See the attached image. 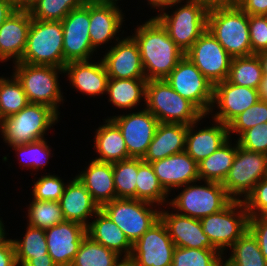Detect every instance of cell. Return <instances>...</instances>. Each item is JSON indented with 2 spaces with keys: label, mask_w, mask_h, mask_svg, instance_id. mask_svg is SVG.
Masks as SVG:
<instances>
[{
  "label": "cell",
  "mask_w": 267,
  "mask_h": 266,
  "mask_svg": "<svg viewBox=\"0 0 267 266\" xmlns=\"http://www.w3.org/2000/svg\"><path fill=\"white\" fill-rule=\"evenodd\" d=\"M131 37L138 44L146 80L165 79L185 56L155 17L140 25Z\"/></svg>",
  "instance_id": "1"
},
{
  "label": "cell",
  "mask_w": 267,
  "mask_h": 266,
  "mask_svg": "<svg viewBox=\"0 0 267 266\" xmlns=\"http://www.w3.org/2000/svg\"><path fill=\"white\" fill-rule=\"evenodd\" d=\"M207 29L232 58L252 55L249 15L238 5L209 8Z\"/></svg>",
  "instance_id": "2"
},
{
  "label": "cell",
  "mask_w": 267,
  "mask_h": 266,
  "mask_svg": "<svg viewBox=\"0 0 267 266\" xmlns=\"http://www.w3.org/2000/svg\"><path fill=\"white\" fill-rule=\"evenodd\" d=\"M160 123L190 125L204 114L188 99L179 95L165 79L147 80L144 100Z\"/></svg>",
  "instance_id": "3"
},
{
  "label": "cell",
  "mask_w": 267,
  "mask_h": 266,
  "mask_svg": "<svg viewBox=\"0 0 267 266\" xmlns=\"http://www.w3.org/2000/svg\"><path fill=\"white\" fill-rule=\"evenodd\" d=\"M58 115L47 105L29 103L19 113L3 118L0 132L10 147L31 143L45 138Z\"/></svg>",
  "instance_id": "4"
},
{
  "label": "cell",
  "mask_w": 267,
  "mask_h": 266,
  "mask_svg": "<svg viewBox=\"0 0 267 266\" xmlns=\"http://www.w3.org/2000/svg\"><path fill=\"white\" fill-rule=\"evenodd\" d=\"M20 62L65 68L61 21L32 19Z\"/></svg>",
  "instance_id": "5"
},
{
  "label": "cell",
  "mask_w": 267,
  "mask_h": 266,
  "mask_svg": "<svg viewBox=\"0 0 267 266\" xmlns=\"http://www.w3.org/2000/svg\"><path fill=\"white\" fill-rule=\"evenodd\" d=\"M169 15L164 8L155 18L166 29L168 36L186 53L207 29L209 8L198 0H186Z\"/></svg>",
  "instance_id": "6"
},
{
  "label": "cell",
  "mask_w": 267,
  "mask_h": 266,
  "mask_svg": "<svg viewBox=\"0 0 267 266\" xmlns=\"http://www.w3.org/2000/svg\"><path fill=\"white\" fill-rule=\"evenodd\" d=\"M14 65L13 74L22 84L29 103L47 105L60 114L58 104L63 101V94L59 89L58 73L65 74L64 68L22 62Z\"/></svg>",
  "instance_id": "7"
},
{
  "label": "cell",
  "mask_w": 267,
  "mask_h": 266,
  "mask_svg": "<svg viewBox=\"0 0 267 266\" xmlns=\"http://www.w3.org/2000/svg\"><path fill=\"white\" fill-rule=\"evenodd\" d=\"M248 221L243 200H232L224 209L200 219L202 230L222 255L247 231Z\"/></svg>",
  "instance_id": "8"
},
{
  "label": "cell",
  "mask_w": 267,
  "mask_h": 266,
  "mask_svg": "<svg viewBox=\"0 0 267 266\" xmlns=\"http://www.w3.org/2000/svg\"><path fill=\"white\" fill-rule=\"evenodd\" d=\"M153 204L127 198L107 202L101 210L124 232L133 245L155 222L160 219V210Z\"/></svg>",
  "instance_id": "9"
},
{
  "label": "cell",
  "mask_w": 267,
  "mask_h": 266,
  "mask_svg": "<svg viewBox=\"0 0 267 266\" xmlns=\"http://www.w3.org/2000/svg\"><path fill=\"white\" fill-rule=\"evenodd\" d=\"M203 185H184V189L169 206L177 213L191 218L201 219L224 209L233 199L227 194L222 183L205 181Z\"/></svg>",
  "instance_id": "10"
},
{
  "label": "cell",
  "mask_w": 267,
  "mask_h": 266,
  "mask_svg": "<svg viewBox=\"0 0 267 266\" xmlns=\"http://www.w3.org/2000/svg\"><path fill=\"white\" fill-rule=\"evenodd\" d=\"M236 143L237 152L222 186L233 200H242L241 196L244 200L267 177V154L244 149Z\"/></svg>",
  "instance_id": "11"
},
{
  "label": "cell",
  "mask_w": 267,
  "mask_h": 266,
  "mask_svg": "<svg viewBox=\"0 0 267 266\" xmlns=\"http://www.w3.org/2000/svg\"><path fill=\"white\" fill-rule=\"evenodd\" d=\"M182 97L192 102L204 115H209L214 84L185 55L165 78Z\"/></svg>",
  "instance_id": "12"
},
{
  "label": "cell",
  "mask_w": 267,
  "mask_h": 266,
  "mask_svg": "<svg viewBox=\"0 0 267 266\" xmlns=\"http://www.w3.org/2000/svg\"><path fill=\"white\" fill-rule=\"evenodd\" d=\"M175 247L159 219L132 245L127 261L133 266H172Z\"/></svg>",
  "instance_id": "13"
},
{
  "label": "cell",
  "mask_w": 267,
  "mask_h": 266,
  "mask_svg": "<svg viewBox=\"0 0 267 266\" xmlns=\"http://www.w3.org/2000/svg\"><path fill=\"white\" fill-rule=\"evenodd\" d=\"M185 55L214 85L228 78L232 57L208 29Z\"/></svg>",
  "instance_id": "14"
},
{
  "label": "cell",
  "mask_w": 267,
  "mask_h": 266,
  "mask_svg": "<svg viewBox=\"0 0 267 266\" xmlns=\"http://www.w3.org/2000/svg\"><path fill=\"white\" fill-rule=\"evenodd\" d=\"M61 23L65 65L73 61L89 60L95 51L89 36L90 3L71 10Z\"/></svg>",
  "instance_id": "15"
},
{
  "label": "cell",
  "mask_w": 267,
  "mask_h": 266,
  "mask_svg": "<svg viewBox=\"0 0 267 266\" xmlns=\"http://www.w3.org/2000/svg\"><path fill=\"white\" fill-rule=\"evenodd\" d=\"M120 129L128 155L143 158L159 125L158 119L146 108L110 118Z\"/></svg>",
  "instance_id": "16"
},
{
  "label": "cell",
  "mask_w": 267,
  "mask_h": 266,
  "mask_svg": "<svg viewBox=\"0 0 267 266\" xmlns=\"http://www.w3.org/2000/svg\"><path fill=\"white\" fill-rule=\"evenodd\" d=\"M260 100L258 89L234 85L227 79L214 85L213 101L219 111L212 117L228 125L236 116L256 104Z\"/></svg>",
  "instance_id": "17"
},
{
  "label": "cell",
  "mask_w": 267,
  "mask_h": 266,
  "mask_svg": "<svg viewBox=\"0 0 267 266\" xmlns=\"http://www.w3.org/2000/svg\"><path fill=\"white\" fill-rule=\"evenodd\" d=\"M119 39L102 58L109 78L146 79L138 44L131 36Z\"/></svg>",
  "instance_id": "18"
},
{
  "label": "cell",
  "mask_w": 267,
  "mask_h": 266,
  "mask_svg": "<svg viewBox=\"0 0 267 266\" xmlns=\"http://www.w3.org/2000/svg\"><path fill=\"white\" fill-rule=\"evenodd\" d=\"M45 234L53 262L57 266H70L87 232L84 225L65 221L46 229Z\"/></svg>",
  "instance_id": "19"
},
{
  "label": "cell",
  "mask_w": 267,
  "mask_h": 266,
  "mask_svg": "<svg viewBox=\"0 0 267 266\" xmlns=\"http://www.w3.org/2000/svg\"><path fill=\"white\" fill-rule=\"evenodd\" d=\"M155 175L167 193L172 188L200 181L198 164L185 152L173 154L151 163Z\"/></svg>",
  "instance_id": "20"
},
{
  "label": "cell",
  "mask_w": 267,
  "mask_h": 266,
  "mask_svg": "<svg viewBox=\"0 0 267 266\" xmlns=\"http://www.w3.org/2000/svg\"><path fill=\"white\" fill-rule=\"evenodd\" d=\"M32 22L27 8H18L0 26V60L20 62ZM6 60V61H5Z\"/></svg>",
  "instance_id": "21"
},
{
  "label": "cell",
  "mask_w": 267,
  "mask_h": 266,
  "mask_svg": "<svg viewBox=\"0 0 267 266\" xmlns=\"http://www.w3.org/2000/svg\"><path fill=\"white\" fill-rule=\"evenodd\" d=\"M160 219L176 247L216 249L202 230L199 219L165 210L160 211Z\"/></svg>",
  "instance_id": "22"
},
{
  "label": "cell",
  "mask_w": 267,
  "mask_h": 266,
  "mask_svg": "<svg viewBox=\"0 0 267 266\" xmlns=\"http://www.w3.org/2000/svg\"><path fill=\"white\" fill-rule=\"evenodd\" d=\"M205 116L203 115L198 121L187 125L185 152L197 164L213 154L229 139L228 125L218 120H215L216 125L195 131V125Z\"/></svg>",
  "instance_id": "23"
},
{
  "label": "cell",
  "mask_w": 267,
  "mask_h": 266,
  "mask_svg": "<svg viewBox=\"0 0 267 266\" xmlns=\"http://www.w3.org/2000/svg\"><path fill=\"white\" fill-rule=\"evenodd\" d=\"M64 72L70 84L83 94L93 97L107 92L109 76L102 59L96 63L89 60L69 62Z\"/></svg>",
  "instance_id": "24"
},
{
  "label": "cell",
  "mask_w": 267,
  "mask_h": 266,
  "mask_svg": "<svg viewBox=\"0 0 267 266\" xmlns=\"http://www.w3.org/2000/svg\"><path fill=\"white\" fill-rule=\"evenodd\" d=\"M122 10L116 3H90L89 36L94 50L115 38L123 20Z\"/></svg>",
  "instance_id": "25"
},
{
  "label": "cell",
  "mask_w": 267,
  "mask_h": 266,
  "mask_svg": "<svg viewBox=\"0 0 267 266\" xmlns=\"http://www.w3.org/2000/svg\"><path fill=\"white\" fill-rule=\"evenodd\" d=\"M59 202L66 221H74L85 227L90 223L88 217H94L101 209L76 176L66 184Z\"/></svg>",
  "instance_id": "26"
},
{
  "label": "cell",
  "mask_w": 267,
  "mask_h": 266,
  "mask_svg": "<svg viewBox=\"0 0 267 266\" xmlns=\"http://www.w3.org/2000/svg\"><path fill=\"white\" fill-rule=\"evenodd\" d=\"M76 177L90 192L100 208L116 199L112 163L92 159L85 171Z\"/></svg>",
  "instance_id": "27"
},
{
  "label": "cell",
  "mask_w": 267,
  "mask_h": 266,
  "mask_svg": "<svg viewBox=\"0 0 267 266\" xmlns=\"http://www.w3.org/2000/svg\"><path fill=\"white\" fill-rule=\"evenodd\" d=\"M186 135L187 125L159 122L155 136L142 160L152 163L185 151Z\"/></svg>",
  "instance_id": "28"
},
{
  "label": "cell",
  "mask_w": 267,
  "mask_h": 266,
  "mask_svg": "<svg viewBox=\"0 0 267 266\" xmlns=\"http://www.w3.org/2000/svg\"><path fill=\"white\" fill-rule=\"evenodd\" d=\"M87 236L108 249L122 253L125 260L131 255L132 244L124 232L100 209L95 214V220L86 227Z\"/></svg>",
  "instance_id": "29"
},
{
  "label": "cell",
  "mask_w": 267,
  "mask_h": 266,
  "mask_svg": "<svg viewBox=\"0 0 267 266\" xmlns=\"http://www.w3.org/2000/svg\"><path fill=\"white\" fill-rule=\"evenodd\" d=\"M96 131L94 147L96 146L99 157L94 160L115 163L130 158L123 135L110 118Z\"/></svg>",
  "instance_id": "30"
},
{
  "label": "cell",
  "mask_w": 267,
  "mask_h": 266,
  "mask_svg": "<svg viewBox=\"0 0 267 266\" xmlns=\"http://www.w3.org/2000/svg\"><path fill=\"white\" fill-rule=\"evenodd\" d=\"M146 84V79L109 78L106 92L110 97L108 101L119 109L136 107L142 98L145 99Z\"/></svg>",
  "instance_id": "31"
},
{
  "label": "cell",
  "mask_w": 267,
  "mask_h": 266,
  "mask_svg": "<svg viewBox=\"0 0 267 266\" xmlns=\"http://www.w3.org/2000/svg\"><path fill=\"white\" fill-rule=\"evenodd\" d=\"M229 139L213 154L198 164L200 180L223 183L232 166L237 144L232 147Z\"/></svg>",
  "instance_id": "32"
},
{
  "label": "cell",
  "mask_w": 267,
  "mask_h": 266,
  "mask_svg": "<svg viewBox=\"0 0 267 266\" xmlns=\"http://www.w3.org/2000/svg\"><path fill=\"white\" fill-rule=\"evenodd\" d=\"M120 257L117 252L93 241L86 235L70 266H120L125 261Z\"/></svg>",
  "instance_id": "33"
},
{
  "label": "cell",
  "mask_w": 267,
  "mask_h": 266,
  "mask_svg": "<svg viewBox=\"0 0 267 266\" xmlns=\"http://www.w3.org/2000/svg\"><path fill=\"white\" fill-rule=\"evenodd\" d=\"M230 248L231 256L223 261V266H267L258 241L249 229Z\"/></svg>",
  "instance_id": "34"
},
{
  "label": "cell",
  "mask_w": 267,
  "mask_h": 266,
  "mask_svg": "<svg viewBox=\"0 0 267 266\" xmlns=\"http://www.w3.org/2000/svg\"><path fill=\"white\" fill-rule=\"evenodd\" d=\"M263 78V70L256 54L233 57L227 80L239 86L258 89Z\"/></svg>",
  "instance_id": "35"
},
{
  "label": "cell",
  "mask_w": 267,
  "mask_h": 266,
  "mask_svg": "<svg viewBox=\"0 0 267 266\" xmlns=\"http://www.w3.org/2000/svg\"><path fill=\"white\" fill-rule=\"evenodd\" d=\"M136 199L163 205L168 193L160 184L151 163L145 162L139 158V168L136 182ZM163 203V204H162Z\"/></svg>",
  "instance_id": "36"
},
{
  "label": "cell",
  "mask_w": 267,
  "mask_h": 266,
  "mask_svg": "<svg viewBox=\"0 0 267 266\" xmlns=\"http://www.w3.org/2000/svg\"><path fill=\"white\" fill-rule=\"evenodd\" d=\"M84 4V0H34L26 8L32 19L62 21L71 10Z\"/></svg>",
  "instance_id": "37"
},
{
  "label": "cell",
  "mask_w": 267,
  "mask_h": 266,
  "mask_svg": "<svg viewBox=\"0 0 267 266\" xmlns=\"http://www.w3.org/2000/svg\"><path fill=\"white\" fill-rule=\"evenodd\" d=\"M12 78L0 77V116L6 118L19 113L29 104L22 84L13 74Z\"/></svg>",
  "instance_id": "38"
},
{
  "label": "cell",
  "mask_w": 267,
  "mask_h": 266,
  "mask_svg": "<svg viewBox=\"0 0 267 266\" xmlns=\"http://www.w3.org/2000/svg\"><path fill=\"white\" fill-rule=\"evenodd\" d=\"M116 198L136 199L139 158L112 163Z\"/></svg>",
  "instance_id": "39"
},
{
  "label": "cell",
  "mask_w": 267,
  "mask_h": 266,
  "mask_svg": "<svg viewBox=\"0 0 267 266\" xmlns=\"http://www.w3.org/2000/svg\"><path fill=\"white\" fill-rule=\"evenodd\" d=\"M22 240H13L17 264L23 266L32 257H44L48 254L44 229L28 225Z\"/></svg>",
  "instance_id": "40"
},
{
  "label": "cell",
  "mask_w": 267,
  "mask_h": 266,
  "mask_svg": "<svg viewBox=\"0 0 267 266\" xmlns=\"http://www.w3.org/2000/svg\"><path fill=\"white\" fill-rule=\"evenodd\" d=\"M29 224L32 227L48 229L65 222L60 202L33 199L28 208Z\"/></svg>",
  "instance_id": "41"
},
{
  "label": "cell",
  "mask_w": 267,
  "mask_h": 266,
  "mask_svg": "<svg viewBox=\"0 0 267 266\" xmlns=\"http://www.w3.org/2000/svg\"><path fill=\"white\" fill-rule=\"evenodd\" d=\"M224 258L217 249L175 247L172 266H223Z\"/></svg>",
  "instance_id": "42"
},
{
  "label": "cell",
  "mask_w": 267,
  "mask_h": 266,
  "mask_svg": "<svg viewBox=\"0 0 267 266\" xmlns=\"http://www.w3.org/2000/svg\"><path fill=\"white\" fill-rule=\"evenodd\" d=\"M11 147L19 156H22L20 157L21 159L19 161H21L24 167L27 166L33 170H38L49 163L47 160L51 156V150L47 145L45 138L24 145H16Z\"/></svg>",
  "instance_id": "43"
},
{
  "label": "cell",
  "mask_w": 267,
  "mask_h": 266,
  "mask_svg": "<svg viewBox=\"0 0 267 266\" xmlns=\"http://www.w3.org/2000/svg\"><path fill=\"white\" fill-rule=\"evenodd\" d=\"M265 122H267V101L259 100L228 124L229 138L230 133H238L240 136L244 131Z\"/></svg>",
  "instance_id": "44"
},
{
  "label": "cell",
  "mask_w": 267,
  "mask_h": 266,
  "mask_svg": "<svg viewBox=\"0 0 267 266\" xmlns=\"http://www.w3.org/2000/svg\"><path fill=\"white\" fill-rule=\"evenodd\" d=\"M66 184L55 175H44L33 186V199L44 201H60Z\"/></svg>",
  "instance_id": "45"
},
{
  "label": "cell",
  "mask_w": 267,
  "mask_h": 266,
  "mask_svg": "<svg viewBox=\"0 0 267 266\" xmlns=\"http://www.w3.org/2000/svg\"><path fill=\"white\" fill-rule=\"evenodd\" d=\"M237 142L244 149L267 154V122L244 131Z\"/></svg>",
  "instance_id": "46"
},
{
  "label": "cell",
  "mask_w": 267,
  "mask_h": 266,
  "mask_svg": "<svg viewBox=\"0 0 267 266\" xmlns=\"http://www.w3.org/2000/svg\"><path fill=\"white\" fill-rule=\"evenodd\" d=\"M249 217L267 216V177L259 181L243 200Z\"/></svg>",
  "instance_id": "47"
},
{
  "label": "cell",
  "mask_w": 267,
  "mask_h": 266,
  "mask_svg": "<svg viewBox=\"0 0 267 266\" xmlns=\"http://www.w3.org/2000/svg\"><path fill=\"white\" fill-rule=\"evenodd\" d=\"M252 54L267 50V19L264 15H249Z\"/></svg>",
  "instance_id": "48"
},
{
  "label": "cell",
  "mask_w": 267,
  "mask_h": 266,
  "mask_svg": "<svg viewBox=\"0 0 267 266\" xmlns=\"http://www.w3.org/2000/svg\"><path fill=\"white\" fill-rule=\"evenodd\" d=\"M248 229L257 239L259 248L267 260V216L249 217Z\"/></svg>",
  "instance_id": "49"
},
{
  "label": "cell",
  "mask_w": 267,
  "mask_h": 266,
  "mask_svg": "<svg viewBox=\"0 0 267 266\" xmlns=\"http://www.w3.org/2000/svg\"><path fill=\"white\" fill-rule=\"evenodd\" d=\"M0 266H18L12 239L0 240Z\"/></svg>",
  "instance_id": "50"
},
{
  "label": "cell",
  "mask_w": 267,
  "mask_h": 266,
  "mask_svg": "<svg viewBox=\"0 0 267 266\" xmlns=\"http://www.w3.org/2000/svg\"><path fill=\"white\" fill-rule=\"evenodd\" d=\"M238 6L248 15H265L267 0H242Z\"/></svg>",
  "instance_id": "51"
},
{
  "label": "cell",
  "mask_w": 267,
  "mask_h": 266,
  "mask_svg": "<svg viewBox=\"0 0 267 266\" xmlns=\"http://www.w3.org/2000/svg\"><path fill=\"white\" fill-rule=\"evenodd\" d=\"M18 8L14 0H0V26Z\"/></svg>",
  "instance_id": "52"
},
{
  "label": "cell",
  "mask_w": 267,
  "mask_h": 266,
  "mask_svg": "<svg viewBox=\"0 0 267 266\" xmlns=\"http://www.w3.org/2000/svg\"><path fill=\"white\" fill-rule=\"evenodd\" d=\"M23 266H57L49 254L44 257H32Z\"/></svg>",
  "instance_id": "53"
},
{
  "label": "cell",
  "mask_w": 267,
  "mask_h": 266,
  "mask_svg": "<svg viewBox=\"0 0 267 266\" xmlns=\"http://www.w3.org/2000/svg\"><path fill=\"white\" fill-rule=\"evenodd\" d=\"M184 0H151V5L154 8H160L159 10H162L163 7L166 8H172V6H175L177 3H181Z\"/></svg>",
  "instance_id": "54"
},
{
  "label": "cell",
  "mask_w": 267,
  "mask_h": 266,
  "mask_svg": "<svg viewBox=\"0 0 267 266\" xmlns=\"http://www.w3.org/2000/svg\"><path fill=\"white\" fill-rule=\"evenodd\" d=\"M198 1L206 5L208 8L231 5V0H198Z\"/></svg>",
  "instance_id": "55"
},
{
  "label": "cell",
  "mask_w": 267,
  "mask_h": 266,
  "mask_svg": "<svg viewBox=\"0 0 267 266\" xmlns=\"http://www.w3.org/2000/svg\"><path fill=\"white\" fill-rule=\"evenodd\" d=\"M256 55L263 70V77H267V50L258 52Z\"/></svg>",
  "instance_id": "56"
},
{
  "label": "cell",
  "mask_w": 267,
  "mask_h": 266,
  "mask_svg": "<svg viewBox=\"0 0 267 266\" xmlns=\"http://www.w3.org/2000/svg\"><path fill=\"white\" fill-rule=\"evenodd\" d=\"M260 100L267 101V77H263L258 88Z\"/></svg>",
  "instance_id": "57"
},
{
  "label": "cell",
  "mask_w": 267,
  "mask_h": 266,
  "mask_svg": "<svg viewBox=\"0 0 267 266\" xmlns=\"http://www.w3.org/2000/svg\"><path fill=\"white\" fill-rule=\"evenodd\" d=\"M34 0H16V5L20 8H26Z\"/></svg>",
  "instance_id": "58"
},
{
  "label": "cell",
  "mask_w": 267,
  "mask_h": 266,
  "mask_svg": "<svg viewBox=\"0 0 267 266\" xmlns=\"http://www.w3.org/2000/svg\"><path fill=\"white\" fill-rule=\"evenodd\" d=\"M118 0H84L85 3H116Z\"/></svg>",
  "instance_id": "59"
},
{
  "label": "cell",
  "mask_w": 267,
  "mask_h": 266,
  "mask_svg": "<svg viewBox=\"0 0 267 266\" xmlns=\"http://www.w3.org/2000/svg\"><path fill=\"white\" fill-rule=\"evenodd\" d=\"M5 229H4V224L2 223V220L0 219V240L5 237Z\"/></svg>",
  "instance_id": "60"
},
{
  "label": "cell",
  "mask_w": 267,
  "mask_h": 266,
  "mask_svg": "<svg viewBox=\"0 0 267 266\" xmlns=\"http://www.w3.org/2000/svg\"><path fill=\"white\" fill-rule=\"evenodd\" d=\"M120 266H133V265L127 260H125Z\"/></svg>",
  "instance_id": "61"
},
{
  "label": "cell",
  "mask_w": 267,
  "mask_h": 266,
  "mask_svg": "<svg viewBox=\"0 0 267 266\" xmlns=\"http://www.w3.org/2000/svg\"><path fill=\"white\" fill-rule=\"evenodd\" d=\"M242 0H231V5H238Z\"/></svg>",
  "instance_id": "62"
},
{
  "label": "cell",
  "mask_w": 267,
  "mask_h": 266,
  "mask_svg": "<svg viewBox=\"0 0 267 266\" xmlns=\"http://www.w3.org/2000/svg\"><path fill=\"white\" fill-rule=\"evenodd\" d=\"M1 124H2V118H1V116H0V129H1Z\"/></svg>",
  "instance_id": "63"
}]
</instances>
